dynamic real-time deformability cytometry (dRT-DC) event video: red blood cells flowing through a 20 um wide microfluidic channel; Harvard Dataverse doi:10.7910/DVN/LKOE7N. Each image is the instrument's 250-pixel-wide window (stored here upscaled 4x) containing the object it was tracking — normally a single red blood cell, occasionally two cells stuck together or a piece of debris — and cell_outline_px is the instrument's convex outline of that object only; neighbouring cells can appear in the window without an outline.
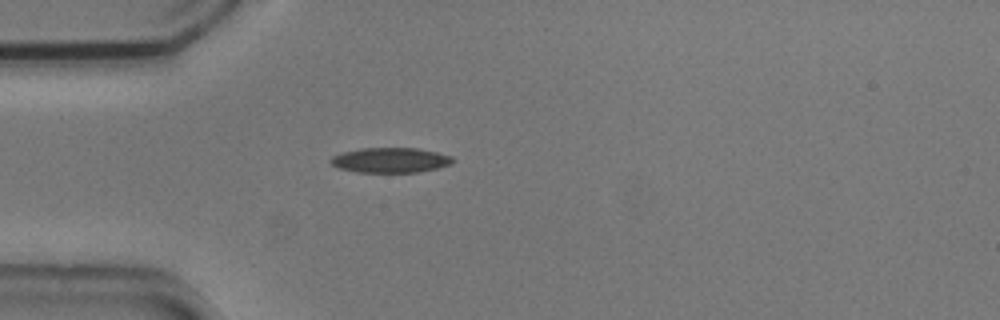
{"species": "common noctule bat (a hibernating species)", "species_latin": "Nyctalus noctula", "temperature_condition": "cold", "stored_images_in_passage": 2, "camera_frame_rate_fps": 3000, "um_per_image_px": 0.085, "animal": {"sex": "male", "body_mass_g": 20.5, "forearm_length_mm": 52.5}, "frame": {"image": 1, "passage_image": 1, "time_ms": 0.0, "image_size_px": [1000, 320], "cell_outline_px": [[456, 160], [452, 164], [436, 168], [416, 172], [356, 172], [340, 168], [332, 164], [328, 160], [332, 156], [344, 152], [360, 148], [416, 148], [436, 152], [452, 156]], "centroid_in_image_um": [33.19, 13.61], "position_along_channel_um": 51.8, "area_um2": 17.74}}